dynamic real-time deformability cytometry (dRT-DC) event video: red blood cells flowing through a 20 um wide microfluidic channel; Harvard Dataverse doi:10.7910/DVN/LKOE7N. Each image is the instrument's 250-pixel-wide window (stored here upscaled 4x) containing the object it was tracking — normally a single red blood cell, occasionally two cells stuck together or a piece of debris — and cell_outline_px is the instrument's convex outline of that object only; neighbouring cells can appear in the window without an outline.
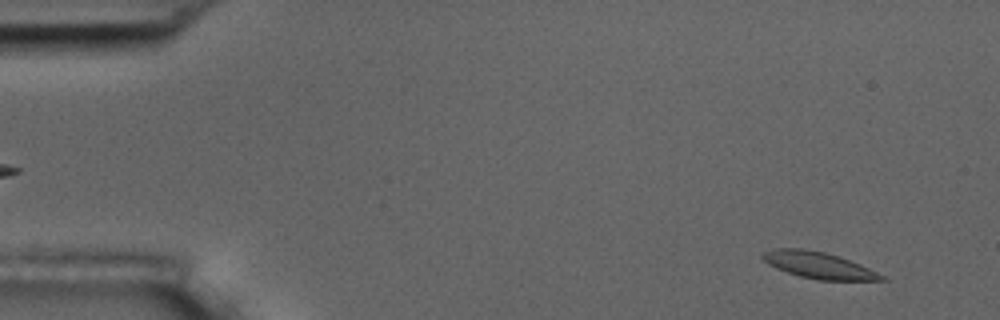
{"species": "common noctule bat (a hibernating species)", "species_latin": "Nyctalus noctula", "temperature_condition": "room temperature", "stored_images_in_passage": 4, "camera_frame_rate_fps": 3000, "um_per_image_px": 0.085, "animal": {"sex": "male", "body_mass_g": 17.5, "forearm_length_mm": 52.3}, "frame": {"image": 1, "passage_image": 1, "time_ms": 0.0, "image_size_px": [1000, 320], "cell_outline_px": [[888, 280], [816, 280], [800, 276], [776, 268], [768, 264], [760, 256], [760, 252], [772, 248], [804, 248], [824, 252], [860, 264], [884, 276]], "centroid_in_image_um": [69.5, 22.53], "position_along_channel_um": 15.5, "area_um2": 18.26}}